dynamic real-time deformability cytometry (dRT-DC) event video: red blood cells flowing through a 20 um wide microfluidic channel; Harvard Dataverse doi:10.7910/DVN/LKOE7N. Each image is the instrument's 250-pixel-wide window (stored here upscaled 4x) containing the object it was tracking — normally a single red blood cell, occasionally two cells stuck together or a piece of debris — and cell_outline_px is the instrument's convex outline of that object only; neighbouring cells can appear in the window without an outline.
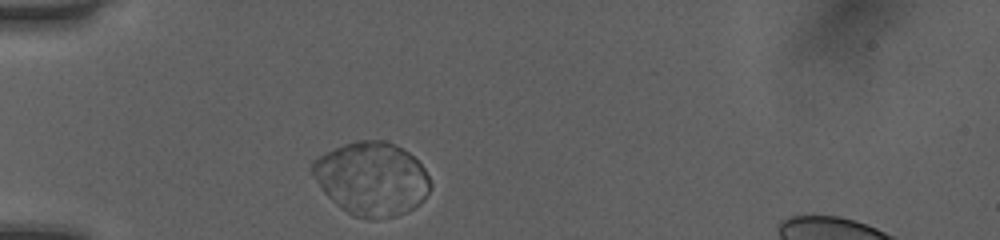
{"species": "human", "species_latin": "Homo sapiens", "temperature_condition": "room temperature", "stored_images_in_passage": 37, "camera_frame_rate_fps": 3000, "um_per_image_px": 0.085, "donor": {"sex": "female"}, "frame": {"image": 1, "passage_image": 1, "time_ms": 0.0, "image_size_px": [1000, 240], "cell_outline_px": [[432, 188], [424, 200], [420, 204], [396, 216], [376, 220], [368, 220], [352, 216], [340, 208], [324, 192], [308, 168], [312, 160], [344, 144], [356, 140], [384, 140], [396, 144], [408, 152], [424, 168], [432, 184]], "centroid_in_image_um": [31.6, 15.21], "position_along_channel_um": 53.4, "area_um2": 50.86}}
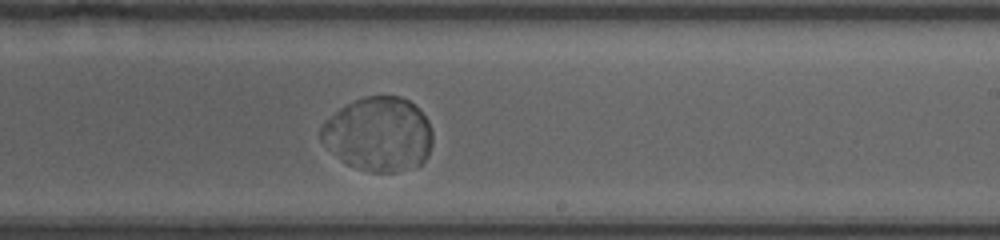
{"frame": {"image": 2, "passage_image": 18, "time_ms": 5.667, "image_size_px": [1000, 240], "cell_outline_px": [[432, 144], [428, 156], [420, 164], [392, 172], [372, 172], [348, 164], [324, 144], [320, 140], [320, 128], [324, 120], [340, 108], [356, 100], [368, 96], [400, 96], [408, 100], [428, 120], [432, 132]], "centroid_in_image_um": [32.18, 11.39], "position_along_channel_um": 256.8, "area_um2": 47.69}}
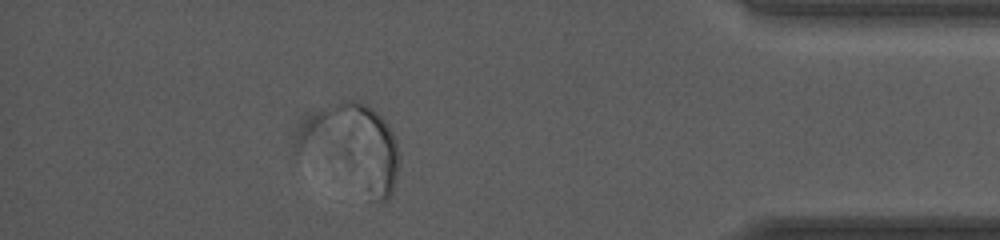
{"frame": {"image": 3, "passage_image": 32, "time_ms": 10.333, "image_size_px": [1000, 240], "cell_outline_px": [[400, 160], [396, 180], [392, 192], [388, 200], [368, 200], [300, 148], [296, 140], [304, 124], [320, 108], [328, 104], [340, 100], [352, 100], [368, 104], [384, 120], [392, 132], [396, 140], [400, 156]], "centroid_in_image_um": [30.07, 12.5], "position_along_channel_um": 405.1, "area_um2": 49.59}, "authors_computed_cell_mechanics": {"area_um2": 49.5924, "velocity_mm_per_s": 3.9063, "shape_relaxation_time_tau1_ms": 3.3602, "shape_relaxation_time_tau2_ms": null, "deformation_change_tau1": 0.0696, "deformation_change_tau2": null}}